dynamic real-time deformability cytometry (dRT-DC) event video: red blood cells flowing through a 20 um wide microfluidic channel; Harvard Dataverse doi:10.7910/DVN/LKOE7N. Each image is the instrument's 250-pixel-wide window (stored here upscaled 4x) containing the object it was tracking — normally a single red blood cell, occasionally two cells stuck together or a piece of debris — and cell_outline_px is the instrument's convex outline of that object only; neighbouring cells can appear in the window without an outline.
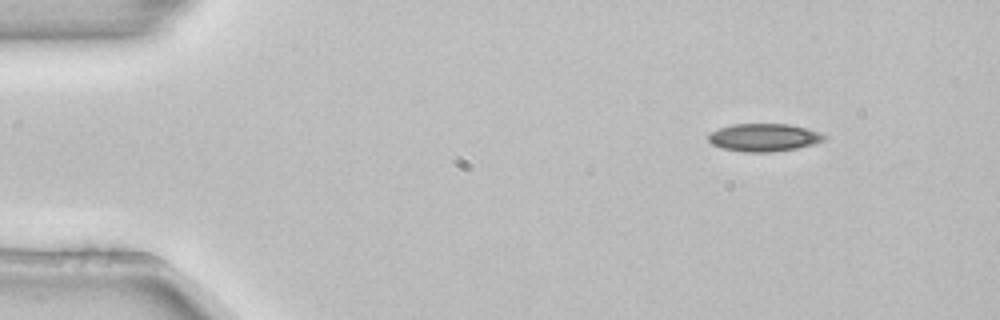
{"species": "common noctule bat (a hibernating species)", "species_latin": "Nyctalus noctula", "temperature_condition": "room temperature", "stored_images_in_passage": 3, "segment_of_instrument_passage": [1, 2], "camera_frame_rate_fps": 3000, "um_per_image_px": 0.085, "animal": {"sex": "female", "body_mass_g": 22.7, "forearm_length_mm": 54.2}, "frame": {"image": 1, "passage_image": 1, "time_ms": 0.0, "image_size_px": [1000, 320], "cell_outline_px": [[828, 136], [824, 140], [812, 144], [796, 148], [772, 152], [744, 152], [724, 148], [712, 144], [708, 140], [708, 136], [712, 132], [720, 128], [732, 124], [788, 124], [820, 132]], "centroid_in_image_um": [64.94, 11.68], "position_along_channel_um": 20.1, "area_um2": 18.55}}